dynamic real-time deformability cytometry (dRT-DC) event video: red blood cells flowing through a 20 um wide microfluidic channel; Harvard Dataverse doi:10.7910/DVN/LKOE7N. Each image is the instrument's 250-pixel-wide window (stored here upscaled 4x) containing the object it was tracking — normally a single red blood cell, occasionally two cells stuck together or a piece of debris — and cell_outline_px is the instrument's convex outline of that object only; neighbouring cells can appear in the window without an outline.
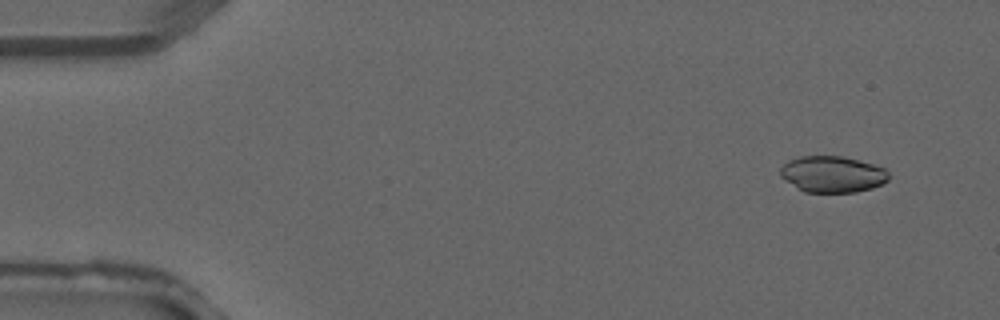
{"species": "common noctule bat (a hibernating species)", "species_latin": "Nyctalus noctula", "temperature_condition": "warm", "stored_images_in_passage": 2, "camera_frame_rate_fps": 3000, "um_per_image_px": 0.085, "animal": {"sex": "male", "forearm_length_mm": 52.5}, "frame": {"image": 1, "passage_image": 1, "time_ms": 0.0, "image_size_px": [1000, 320], "cell_outline_px": [[888, 180], [872, 188], [856, 192], [804, 192], [784, 180], [780, 176], [780, 168], [788, 160], [800, 156], [844, 156], [872, 164], [884, 168], [888, 172]], "centroid_in_image_um": [70.72, 14.81], "position_along_channel_um": 14.3, "area_um2": 22.95}}